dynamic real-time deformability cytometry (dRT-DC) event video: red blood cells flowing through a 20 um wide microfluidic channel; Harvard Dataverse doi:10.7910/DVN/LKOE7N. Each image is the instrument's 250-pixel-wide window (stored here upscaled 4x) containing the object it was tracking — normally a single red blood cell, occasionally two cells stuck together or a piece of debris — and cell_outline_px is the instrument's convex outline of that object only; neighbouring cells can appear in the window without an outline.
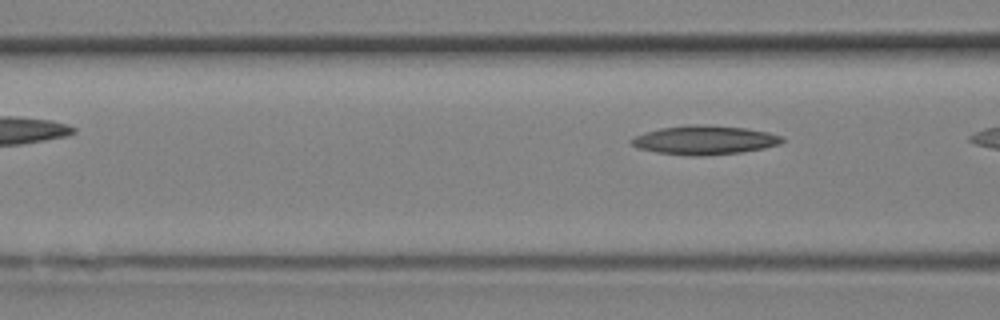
{"species": "Egyptian fruit bat (a non-hibernating species)", "species_latin": "Rousettus aegyptiacus", "temperature_condition": "room temperature", "stored_images_in_passage": 10, "segment_of_instrument_passage": [2, 2], "camera_frame_rate_fps": 3000, "um_per_image_px": 0.085, "animal": {"sex": "female"}, "frame": {"image": 1, "passage_image": 10, "time_ms": 3.0, "image_size_px": [1000, 320], "cell_outline_px": [[784, 140], [780, 144], [764, 148], [740, 152], [700, 156], [692, 156], [656, 152], [636, 148], [628, 140], [644, 132], [660, 128], [684, 124], [700, 124], [744, 128], [768, 132], [784, 136]], "centroid_in_image_um": [59.86, 11.9], "position_along_channel_um": 106.7, "area_um2": 25.55}}